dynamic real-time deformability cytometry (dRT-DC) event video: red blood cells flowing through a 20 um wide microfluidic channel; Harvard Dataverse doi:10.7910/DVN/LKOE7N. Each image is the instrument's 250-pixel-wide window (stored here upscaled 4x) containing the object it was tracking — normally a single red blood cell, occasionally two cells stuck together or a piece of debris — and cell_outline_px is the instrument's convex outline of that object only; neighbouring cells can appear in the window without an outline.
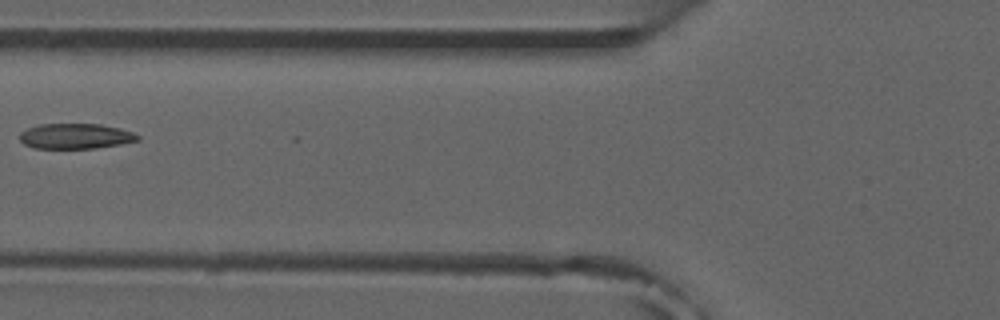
{"species": "common noctule bat (a hibernating species)", "species_latin": "Nyctalus noctula", "temperature_condition": "room temperature", "stored_images_in_passage": 7, "camera_frame_rate_fps": 3000, "um_per_image_px": 0.085, "animal": {"sex": "male", "forearm_length_mm": 52.5}, "frame": {"image": 1, "passage_image": 6, "time_ms": 6.0, "image_size_px": [1000, 320], "cell_outline_px": [[140, 140], [120, 144], [96, 148], [32, 148], [24, 144], [20, 140], [20, 132], [28, 128], [40, 124], [100, 124], [120, 128], [132, 132], [140, 136]], "centroid_in_image_um": [6.42, 11.57], "position_along_channel_um": 119.4, "area_um2": 17.4}}
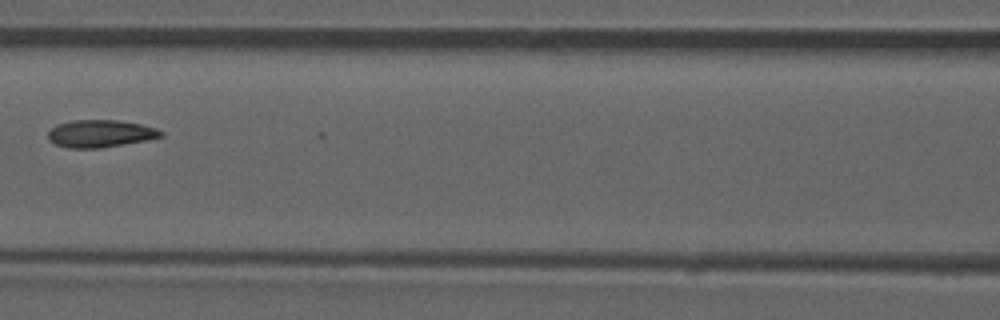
{"frame": {"image": 2, "passage_image": 7, "time_ms": 7.0, "image_size_px": [1000, 320], "cell_outline_px": [[164, 136], [148, 140], [100, 148], [68, 148], [56, 144], [48, 140], [48, 132], [56, 124], [72, 120], [120, 120], [140, 124], [156, 128], [164, 132]], "centroid_in_image_um": [8.54, 11.35], "position_along_channel_um": 158.1, "area_um2": 18.15}}